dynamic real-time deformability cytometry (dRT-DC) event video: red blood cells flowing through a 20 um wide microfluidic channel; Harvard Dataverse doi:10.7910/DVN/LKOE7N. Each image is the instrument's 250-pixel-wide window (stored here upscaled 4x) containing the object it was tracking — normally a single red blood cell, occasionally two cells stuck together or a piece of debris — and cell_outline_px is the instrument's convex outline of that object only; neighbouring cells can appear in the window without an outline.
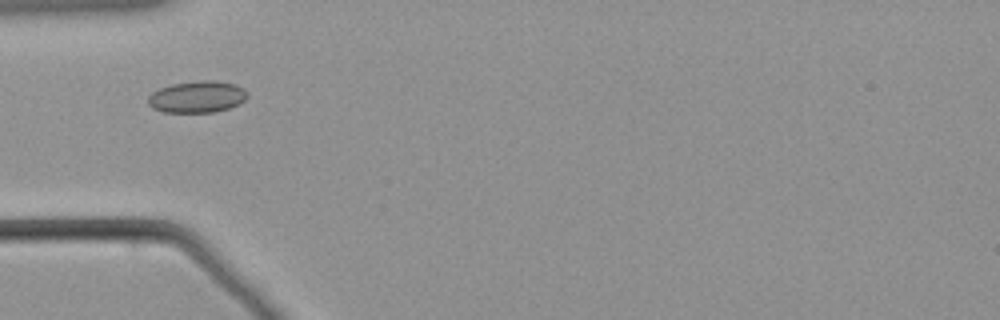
{"species": "common noctule bat (a hibernating species)", "species_latin": "Nyctalus noctula", "temperature_condition": "warm", "stored_images_in_passage": 41, "camera_frame_rate_fps": 3000, "um_per_image_px": 0.085, "animal": {"sex": "male", "body_mass_g": 21.5, "forearm_length_mm": 52.0}, "frame": {"image": 1, "passage_image": 2, "time_ms": 0.333, "image_size_px": [1000, 320], "cell_outline_px": [[248, 96], [240, 104], [216, 112], [164, 112], [152, 108], [148, 104], [148, 96], [152, 92], [160, 88], [172, 84], [200, 80], [208, 80], [236, 84], [244, 88], [248, 92]], "centroid_in_image_um": [16.77, 8.23], "position_along_channel_um": 68.2, "area_um2": 18.44}}
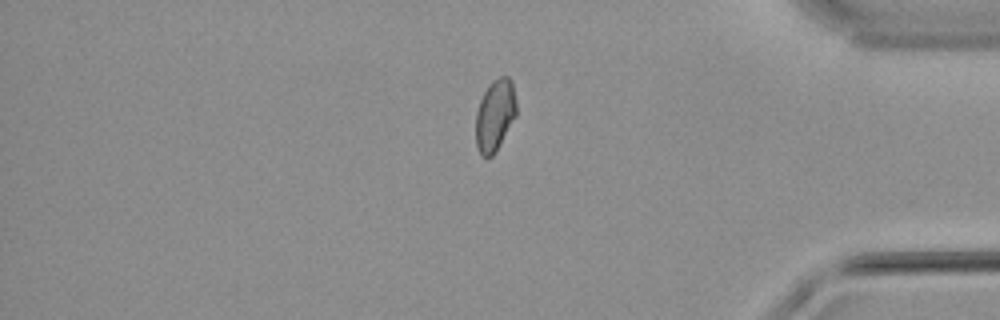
{"frame": {"image": 2, "passage_image": 32, "time_ms": 10.333, "image_size_px": [1000, 320], "cell_outline_px": [[516, 116], [492, 156], [480, 156], [476, 144], [476, 112], [480, 100], [484, 92], [492, 80], [500, 76], [508, 76], [512, 80], [516, 104]], "centroid_in_image_um": [42.07, 9.76], "position_along_channel_um": 393.1, "area_um2": 16.82}}
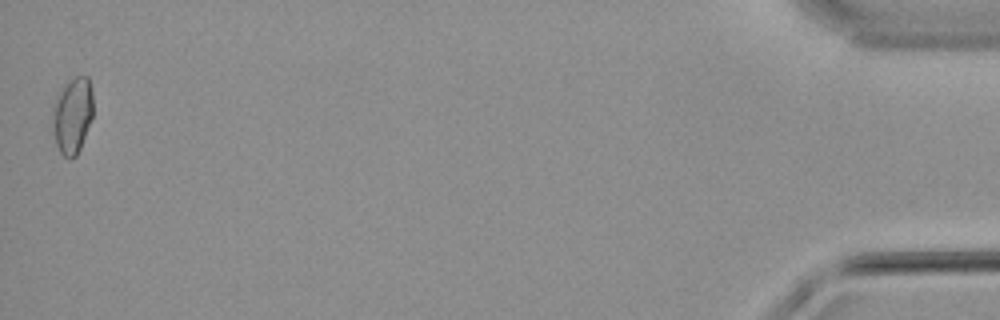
{"frame": {"image": 3, "passage_image": 41, "time_ms": 13.333, "image_size_px": [1000, 320], "cell_outline_px": [[92, 116], [80, 148], [76, 156], [64, 156], [60, 152], [56, 144], [52, 128], [52, 104], [56, 96], [64, 84], [76, 76], [88, 76], [92, 92]], "centroid_in_image_um": [6.13, 9.77], "position_along_channel_um": 429.1, "area_um2": 17.98}}